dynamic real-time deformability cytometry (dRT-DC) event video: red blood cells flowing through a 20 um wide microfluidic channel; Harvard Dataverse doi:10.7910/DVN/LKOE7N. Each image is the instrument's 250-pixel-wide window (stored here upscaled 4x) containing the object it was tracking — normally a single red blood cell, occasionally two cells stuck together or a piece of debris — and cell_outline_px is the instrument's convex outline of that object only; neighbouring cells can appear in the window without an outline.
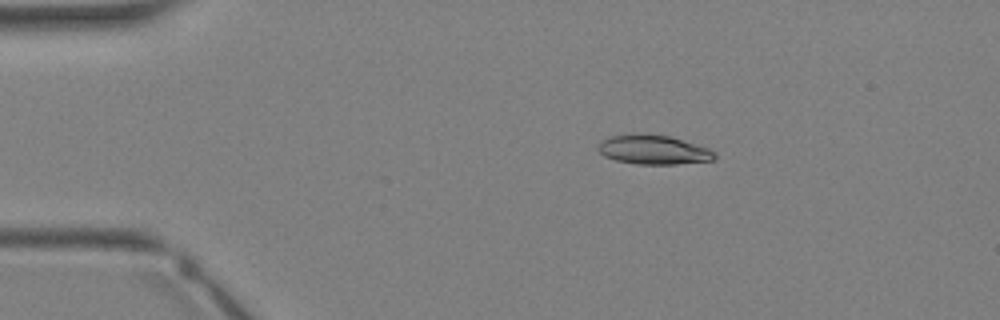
{"species": "Egyptian fruit bat (a non-hibernating species)", "species_latin": "Rousettus aegyptiacus", "temperature_condition": "warm", "stored_images_in_passage": 29, "camera_frame_rate_fps": 3000, "um_per_image_px": 0.085, "animal": {"sex": "female"}, "frame": {"image": 1, "passage_image": 1, "time_ms": 0.0, "image_size_px": [1000, 320], "cell_outline_px": [[716, 160], [676, 164], [636, 164], [616, 160], [604, 156], [596, 148], [608, 136], [668, 136], [708, 148], [716, 152]], "centroid_in_image_um": [55.59, 12.78], "position_along_channel_um": 29.4, "area_um2": 19.13}}
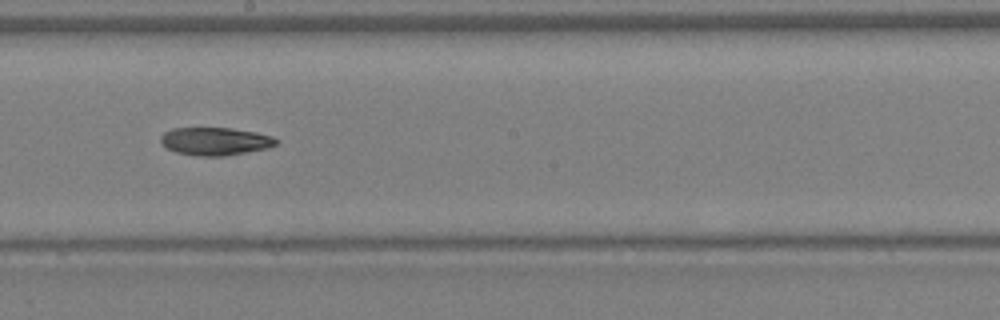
{"frame": {"image": 2, "passage_image": 14, "time_ms": 4.333, "image_size_px": [1000, 320], "cell_outline_px": [[280, 140], [276, 144], [268, 148], [224, 156], [196, 156], [176, 152], [160, 144], [160, 136], [164, 132], [172, 128], [232, 128], [256, 132], [272, 136]], "centroid_in_image_um": [18.28, 12.0], "position_along_channel_um": 229.9, "area_um2": 18.9}}
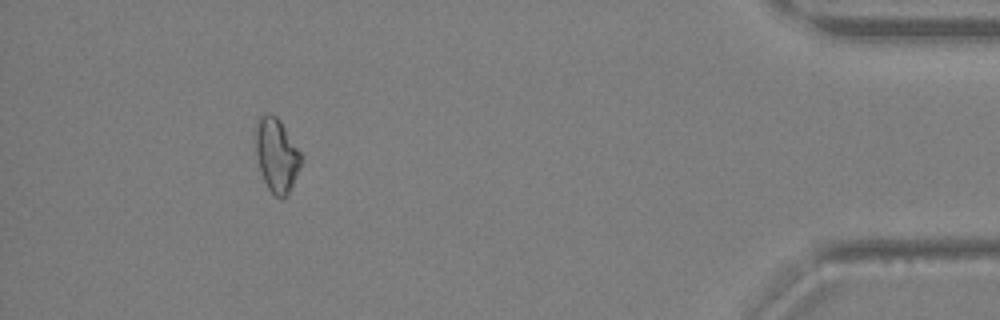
{"frame": {"image": 3, "passage_image": 26, "time_ms": 8.333, "image_size_px": [1000, 320], "cell_outline_px": [[304, 160], [284, 200], [280, 200], [268, 188], [264, 180], [260, 168], [256, 152], [256, 120], [264, 112], [272, 112], [280, 120], [304, 156]], "centroid_in_image_um": [23.54, 13.14], "position_along_channel_um": 411.7, "area_um2": 19.77}}